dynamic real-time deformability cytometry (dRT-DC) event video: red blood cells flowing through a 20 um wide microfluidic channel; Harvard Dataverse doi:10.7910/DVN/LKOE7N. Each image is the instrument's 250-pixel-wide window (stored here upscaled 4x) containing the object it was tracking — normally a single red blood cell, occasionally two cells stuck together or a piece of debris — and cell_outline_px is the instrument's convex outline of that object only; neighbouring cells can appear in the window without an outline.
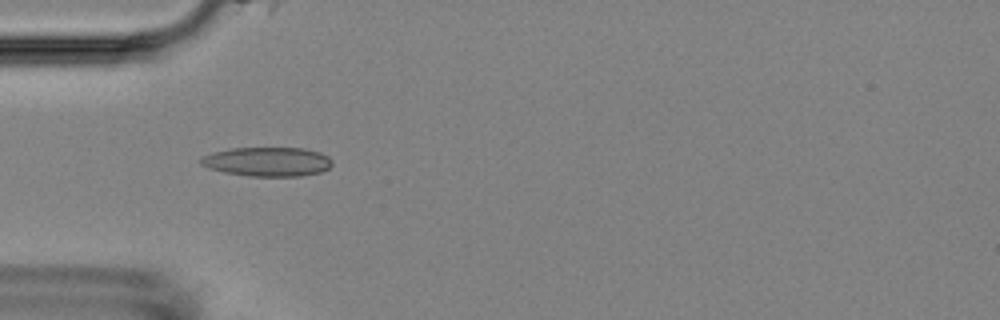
{"species": "Egyptian fruit bat (a non-hibernating species)", "species_latin": "Rousettus aegyptiacus", "temperature_condition": "room temperature", "stored_images_in_passage": 21, "camera_frame_rate_fps": 3000, "um_per_image_px": 0.085, "animal": {"sex": "female"}, "frame": {"image": 1, "passage_image": 4, "time_ms": 1.0, "image_size_px": [1000, 320], "cell_outline_px": [[332, 164], [328, 168], [320, 172], [300, 176], [248, 176], [224, 172], [208, 168], [200, 164], [200, 160], [204, 156], [212, 152], [232, 148], [304, 148], [320, 152], [328, 156], [332, 160]], "centroid_in_image_um": [22.74, 13.74], "position_along_channel_um": 62.3, "area_um2": 22.37}}
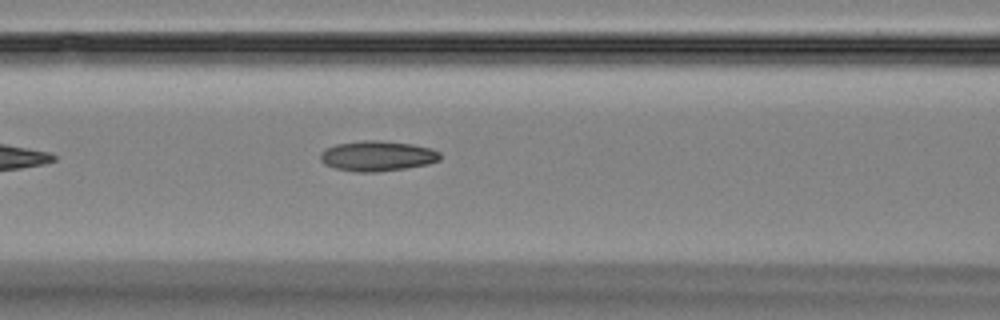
{"frame": {"image": 2, "passage_image": 10, "time_ms": 3.0, "image_size_px": [1000, 320], "cell_outline_px": [[440, 160], [428, 164], [404, 168], [376, 172], [356, 172], [336, 168], [324, 164], [320, 160], [320, 152], [324, 148], [336, 144], [364, 140], [380, 140], [412, 144], [432, 148], [440, 152]], "centroid_in_image_um": [32.06, 13.25], "position_along_channel_um": 134.5, "area_um2": 21.21}}